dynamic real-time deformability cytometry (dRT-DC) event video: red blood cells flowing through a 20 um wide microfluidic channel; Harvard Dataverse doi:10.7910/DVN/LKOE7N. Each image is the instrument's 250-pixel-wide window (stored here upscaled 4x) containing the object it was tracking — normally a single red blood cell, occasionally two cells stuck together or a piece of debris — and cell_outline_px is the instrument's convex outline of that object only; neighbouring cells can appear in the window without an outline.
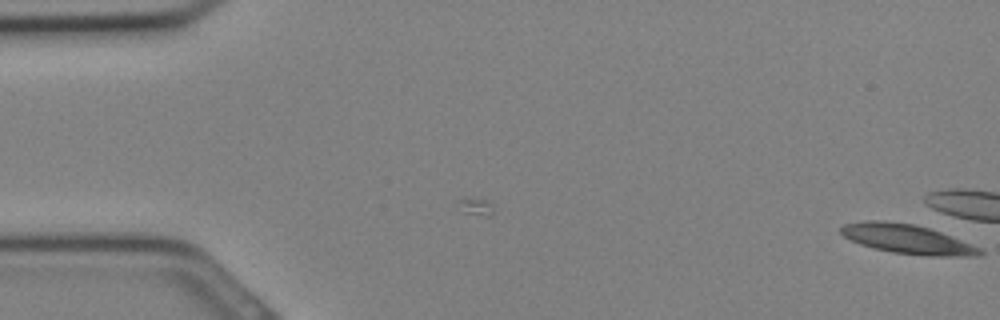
{"species": "Egyptian fruit bat (a non-hibernating species)", "species_latin": "Rousettus aegyptiacus", "temperature_condition": "cold", "stored_images_in_passage": 5, "camera_frame_rate_fps": 3000, "um_per_image_px": 0.085, "animal": {"sex": "female"}, "frame": {"image": 1, "passage_image": 5, "time_ms": 1.333, "image_size_px": [1000, 320], "cell_outline_px": [[984, 252], [980, 256], [928, 256], [892, 252], [872, 248], [860, 244], [844, 236], [840, 232], [840, 228], [844, 224], [864, 220], [884, 220], [912, 224], [928, 228], [940, 232], [980, 248]], "centroid_in_image_um": [77.08, 20.32], "position_along_channel_um": 7.9, "area_um2": 23.58}}